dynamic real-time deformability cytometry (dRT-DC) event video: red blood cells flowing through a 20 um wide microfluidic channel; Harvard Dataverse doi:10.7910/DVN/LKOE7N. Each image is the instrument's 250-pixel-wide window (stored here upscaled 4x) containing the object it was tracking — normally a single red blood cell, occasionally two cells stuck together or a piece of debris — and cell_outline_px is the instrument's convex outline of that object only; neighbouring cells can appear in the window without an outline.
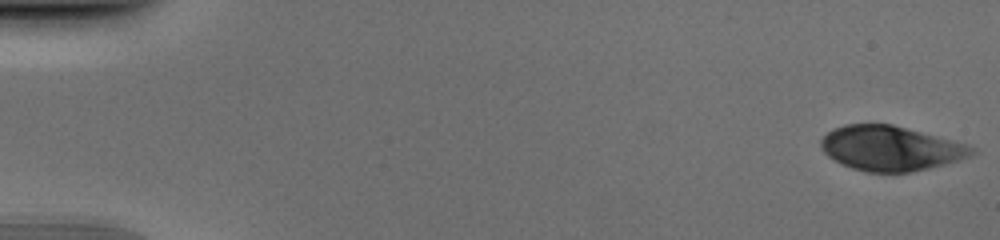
{"species": "human", "species_latin": "Homo sapiens", "temperature_condition": "cold", "stored_images_in_passage": 52, "camera_frame_rate_fps": 3000, "um_per_image_px": 0.085, "donor": {"sex": "male"}, "frame": {"image": 1, "passage_image": 1, "time_ms": 0.0, "image_size_px": [1000, 240], "cell_outline_px": [[976, 152], [972, 156], [960, 160], [912, 172], [868, 172], [852, 168], [828, 156], [820, 148], [820, 140], [832, 128], [844, 124], [892, 124], [964, 144], [976, 148]], "centroid_in_image_um": [75.68, 12.61], "position_along_channel_um": 9.3, "area_um2": 39.02}}
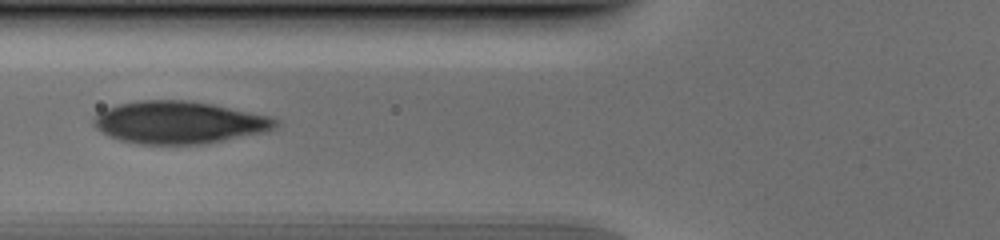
{"frame": {"image": 2, "passage_image": 21, "time_ms": 6.667, "image_size_px": [1000, 240], "cell_outline_px": [[280, 124], [276, 128], [268, 132], [224, 140], [200, 144], [140, 144], [120, 140], [108, 136], [100, 132], [92, 124], [92, 120], [104, 108], [116, 104], [140, 100], [188, 100], [212, 104], [272, 116], [280, 120]], "centroid_in_image_um": [15.24, 10.4], "position_along_channel_um": 110.6, "area_um2": 45.43}}
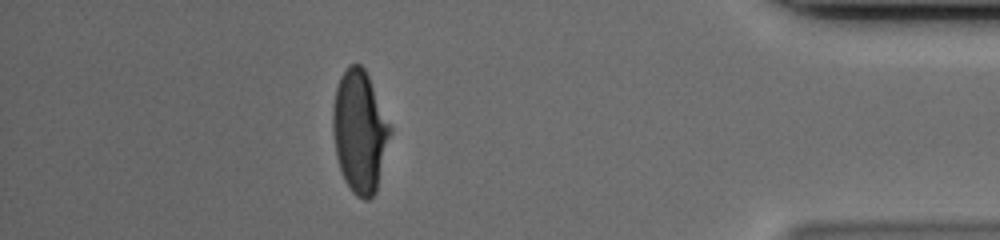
{"frame": {"image": 3, "passage_image": 46, "time_ms": 15.0, "image_size_px": [1000, 240], "cell_outline_px": [[392, 132], [376, 192], [368, 200], [364, 200], [356, 196], [352, 192], [344, 180], [336, 156], [332, 128], [332, 108], [336, 88], [340, 76], [348, 64], [360, 64], [364, 68], [368, 76], [392, 128]], "centroid_in_image_um": [30.57, 11.19], "position_along_channel_um": 404.6, "area_um2": 40.98}}